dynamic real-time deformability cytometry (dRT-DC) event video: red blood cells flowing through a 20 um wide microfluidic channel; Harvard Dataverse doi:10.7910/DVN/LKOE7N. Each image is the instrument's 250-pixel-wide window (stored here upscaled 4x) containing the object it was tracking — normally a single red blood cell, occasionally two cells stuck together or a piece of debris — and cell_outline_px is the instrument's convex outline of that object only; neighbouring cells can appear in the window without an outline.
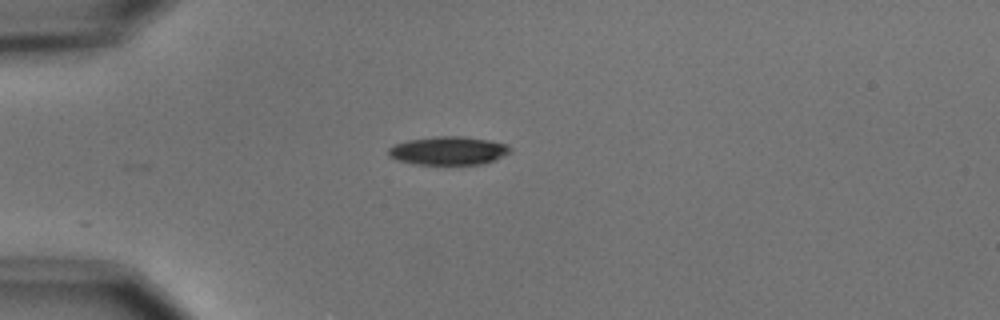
{"species": "common noctule bat (a hibernating species)", "species_latin": "Nyctalus noctula", "temperature_condition": "cold", "stored_images_in_passage": 6, "camera_frame_rate_fps": 3000, "um_per_image_px": 0.085, "animal": {"sex": "male", "body_mass_g": 15.6}, "frame": {"image": 1, "passage_image": 1, "time_ms": 0.0, "image_size_px": [1000, 320], "cell_outline_px": [[512, 152], [484, 164], [416, 164], [400, 160], [388, 156], [388, 148], [396, 144], [408, 140], [436, 136], [464, 136], [488, 140], [504, 144], [512, 148]], "centroid_in_image_um": [38.13, 12.8], "position_along_channel_um": 46.9, "area_um2": 20.0}}
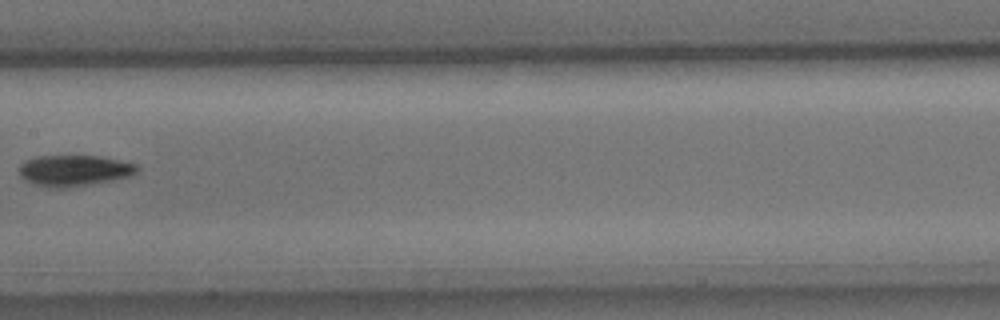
{"frame": {"image": 2, "passage_image": 5, "time_ms": 4.667, "image_size_px": [1000, 320], "cell_outline_px": [[140, 168], [136, 172], [128, 176], [112, 180], [64, 188], [48, 188], [24, 180], [20, 176], [20, 164], [24, 160], [36, 156], [100, 156], [136, 164]], "centroid_in_image_um": [6.26, 14.49], "position_along_channel_um": 201.1, "area_um2": 21.21}}
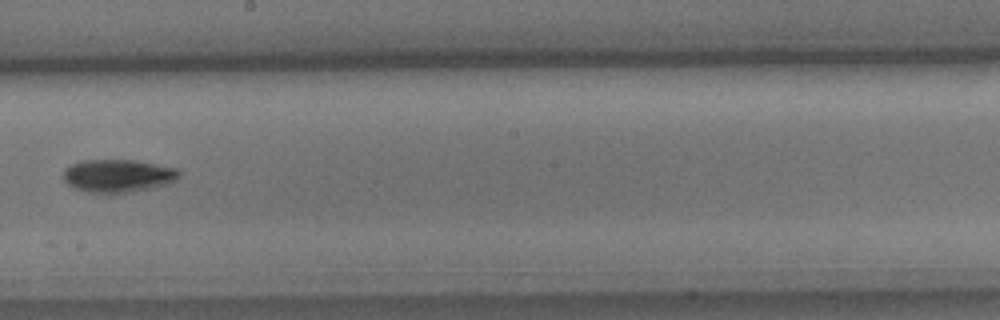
{"frame": {"image": 3, "passage_image": 6, "time_ms": 5.667, "image_size_px": [1000, 320], "cell_outline_px": [[180, 176], [176, 180], [168, 184], [152, 188], [132, 192], [108, 196], [88, 192], [76, 188], [68, 184], [64, 180], [64, 168], [80, 160], [132, 160], [180, 168]], "centroid_in_image_um": [10.05, 14.97], "position_along_channel_um": 238.2, "area_um2": 22.83}}